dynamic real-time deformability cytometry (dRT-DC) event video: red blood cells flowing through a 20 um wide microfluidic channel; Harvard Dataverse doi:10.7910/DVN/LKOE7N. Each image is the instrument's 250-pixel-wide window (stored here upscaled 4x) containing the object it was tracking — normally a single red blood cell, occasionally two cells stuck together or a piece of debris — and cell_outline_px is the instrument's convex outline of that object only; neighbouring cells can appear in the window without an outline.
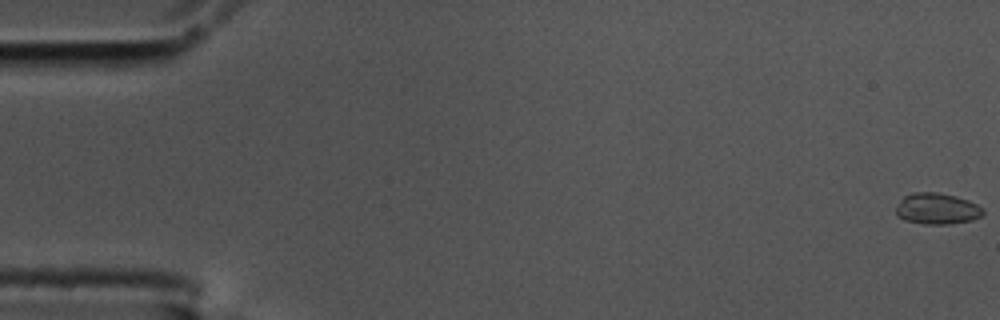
{"species": "common noctule bat (a hibernating species)", "species_latin": "Nyctalus noctula", "temperature_condition": "cold", "stored_images_in_passage": 12, "camera_frame_rate_fps": 3000, "um_per_image_px": 0.085, "animal": {"sex": "male", "body_mass_g": 17.5, "forearm_length_mm": 52.3}, "frame": {"image": 1, "passage_image": 1, "time_ms": 0.0, "image_size_px": [1000, 320], "cell_outline_px": [[984, 212], [980, 216], [972, 220], [948, 224], [924, 224], [904, 220], [896, 216], [896, 208], [900, 200], [904, 196], [912, 192], [936, 192], [956, 196], [968, 200], [984, 208]], "centroid_in_image_um": [79.63, 17.74], "position_along_channel_um": 5.4, "area_um2": 15.9}}